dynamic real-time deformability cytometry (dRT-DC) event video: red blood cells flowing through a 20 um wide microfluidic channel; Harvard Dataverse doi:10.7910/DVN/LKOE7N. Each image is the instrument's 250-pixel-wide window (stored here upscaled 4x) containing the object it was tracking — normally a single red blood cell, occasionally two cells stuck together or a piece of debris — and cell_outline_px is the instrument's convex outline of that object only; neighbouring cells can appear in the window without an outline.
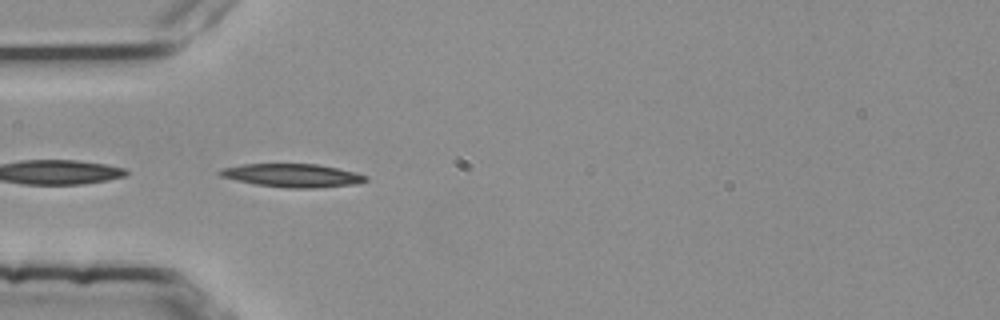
{"species": "common noctule bat (a hibernating species)", "species_latin": "Nyctalus noctula", "temperature_condition": "room temperature", "stored_images_in_passage": 18, "camera_frame_rate_fps": 3000, "um_per_image_px": 0.085, "animal": {"sex": "female", "body_mass_g": 25.1}, "frame": {"image": 1, "passage_image": 1, "time_ms": 0.0, "image_size_px": [1000, 320], "cell_outline_px": [[364, 180], [344, 184], [264, 184], [244, 180], [228, 176], [220, 172], [232, 168], [252, 164], [312, 164], [332, 168], [364, 176]], "centroid_in_image_um": [24.84, 14.82], "position_along_channel_um": 60.2, "area_um2": 16.01}}
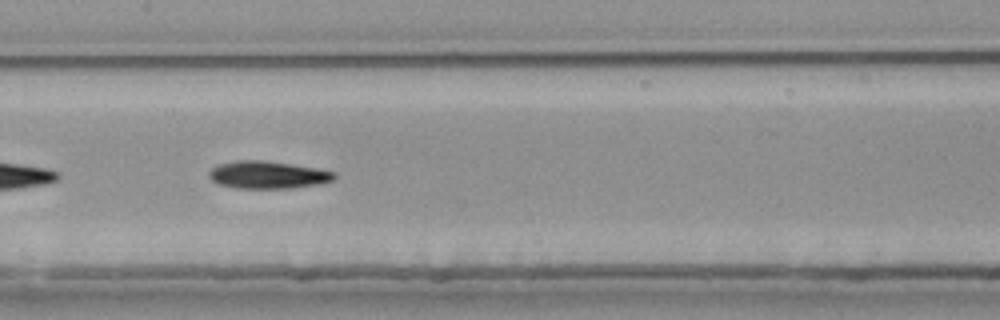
{"frame": {"image": 2, "passage_image": 11, "time_ms": 3.333, "image_size_px": [1000, 320], "cell_outline_px": [[332, 176], [328, 180], [304, 184], [228, 184], [216, 180], [212, 176], [212, 172], [216, 168], [228, 164], [280, 164], [328, 172]], "centroid_in_image_um": [22.76, 14.83], "position_along_channel_um": 184.6, "area_um2": 14.45}}